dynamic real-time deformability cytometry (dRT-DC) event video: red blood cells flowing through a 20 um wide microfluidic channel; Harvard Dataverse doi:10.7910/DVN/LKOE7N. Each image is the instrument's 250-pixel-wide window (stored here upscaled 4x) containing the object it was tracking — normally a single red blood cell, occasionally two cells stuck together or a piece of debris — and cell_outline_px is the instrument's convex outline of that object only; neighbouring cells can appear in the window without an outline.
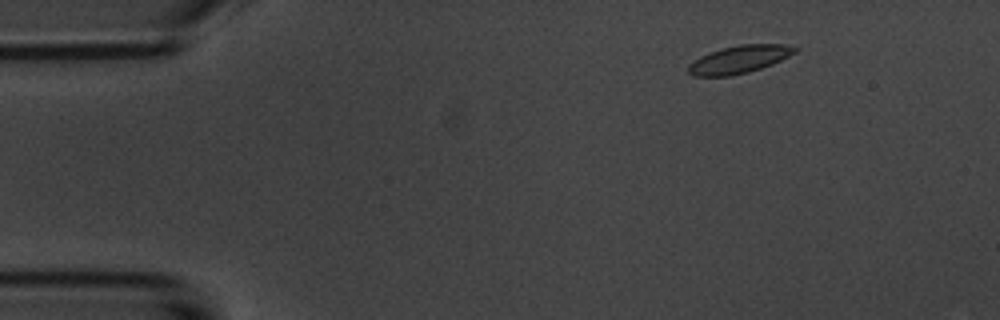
{"species": "common noctule bat (a hibernating species)", "species_latin": "Nyctalus noctula", "temperature_condition": "room temperature", "stored_images_in_passage": 4, "camera_frame_rate_fps": 3000, "um_per_image_px": 0.085, "animal": {"sex": "male", "body_mass_g": 20.1, "forearm_length_mm": 53.5}, "frame": {"image": 1, "passage_image": 2, "time_ms": 1.0, "image_size_px": [1000, 320], "cell_outline_px": [[800, 48], [796, 52], [772, 64], [748, 72], [732, 76], [692, 76], [688, 72], [688, 64], [692, 60], [700, 56], [724, 48], [740, 44], [784, 44]], "centroid_in_image_um": [62.82, 5.05], "position_along_channel_um": 22.2, "area_um2": 17.17}}
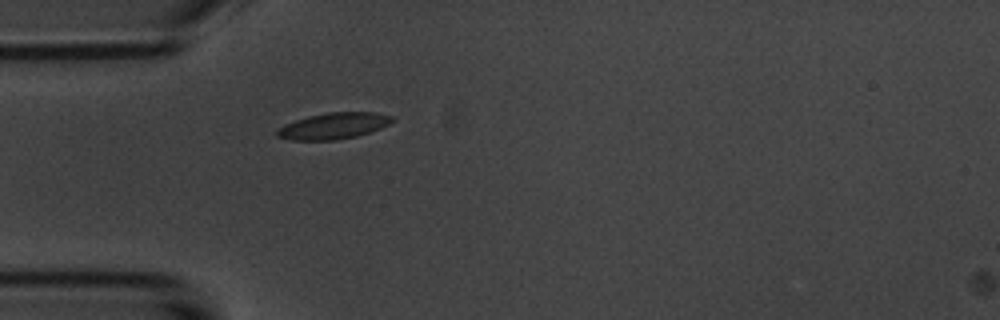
{"frame": {"image": 2, "passage_image": 4, "time_ms": 4.0, "image_size_px": [1000, 320], "cell_outline_px": [[396, 120], [380, 128], [356, 136], [332, 140], [292, 140], [276, 136], [276, 132], [284, 124], [308, 116], [328, 112], [376, 112], [392, 116]], "centroid_in_image_um": [28.36, 10.69], "position_along_channel_um": 56.6, "area_um2": 17.46}}